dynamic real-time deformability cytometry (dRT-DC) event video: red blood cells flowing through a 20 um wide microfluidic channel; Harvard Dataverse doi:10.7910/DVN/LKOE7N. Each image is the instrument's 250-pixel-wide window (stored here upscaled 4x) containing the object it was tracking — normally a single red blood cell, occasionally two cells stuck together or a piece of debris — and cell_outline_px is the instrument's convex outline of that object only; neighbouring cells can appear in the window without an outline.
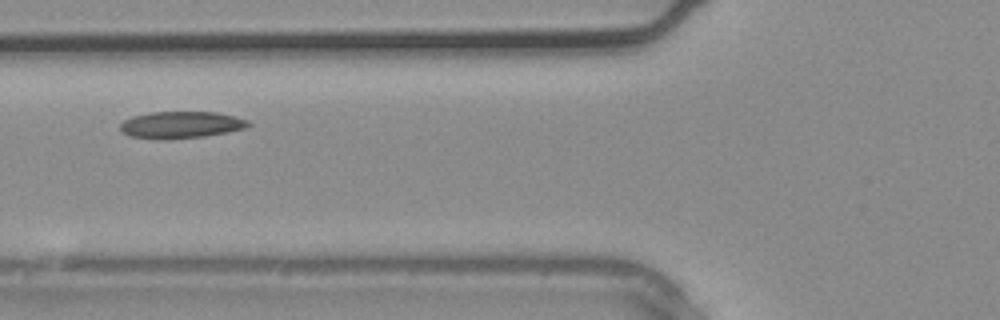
{"species": "common noctule bat (a hibernating species)", "species_latin": "Nyctalus noctula", "temperature_condition": "warm", "stored_images_in_passage": 2, "camera_frame_rate_fps": 3000, "um_per_image_px": 0.085, "animal": {"sex": "male", "body_mass_g": 20.4}, "frame": {"image": 1, "passage_image": 2, "time_ms": 0.333, "image_size_px": [1000, 320], "cell_outline_px": [[252, 124], [244, 128], [204, 136], [164, 140], [132, 136], [124, 132], [120, 128], [120, 124], [124, 120], [132, 116], [152, 112], [216, 112], [236, 116], [248, 120]], "centroid_in_image_um": [15.39, 10.6], "position_along_channel_um": 110.4, "area_um2": 19.88}}